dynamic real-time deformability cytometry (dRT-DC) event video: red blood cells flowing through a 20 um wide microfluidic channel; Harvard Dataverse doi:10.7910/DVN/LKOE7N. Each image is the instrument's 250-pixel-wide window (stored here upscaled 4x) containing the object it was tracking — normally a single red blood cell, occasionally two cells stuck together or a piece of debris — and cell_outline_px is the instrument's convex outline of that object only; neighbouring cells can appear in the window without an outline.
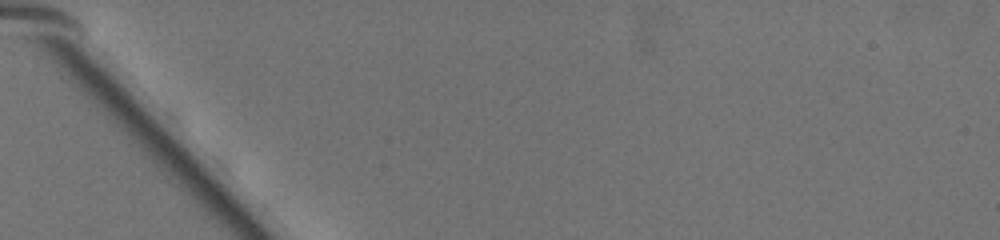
{"species": "common noctule bat (a hibernating species)", "species_latin": "Nyctalus noctula", "temperature_condition": "warm", "stored_images_in_passage": 2, "camera_frame_rate_fps": 3000, "um_per_image_px": 0.085, "animal": {"sex": "female", "body_mass_g": 19.5, "forearm_length_mm": 54.1}, "frame": {"image": 1, "passage_image": 2, "time_ms": 0.333, "image_size_px": [1000, 240], "cell_outline_px": [[284, 76], [280, 84], [256, 104], [236, 80], [228, 68], [228, 52], [236, 48], [248, 44]], "centroid_in_image_um": [21.54, 6.15], "position_along_channel_um": 63.5, "area_um2": 13.7}}